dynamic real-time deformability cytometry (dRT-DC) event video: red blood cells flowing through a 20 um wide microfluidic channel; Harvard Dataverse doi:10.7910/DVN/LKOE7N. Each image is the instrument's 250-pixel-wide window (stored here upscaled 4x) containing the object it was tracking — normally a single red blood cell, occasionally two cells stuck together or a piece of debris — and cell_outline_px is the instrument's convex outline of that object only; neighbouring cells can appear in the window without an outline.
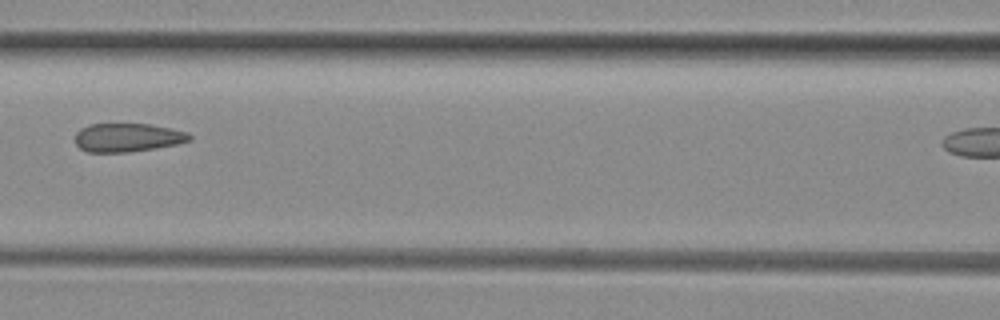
{"species": "common noctule bat (a hibernating species)", "species_latin": "Nyctalus noctula", "temperature_condition": "room temperature", "stored_images_in_passage": 5, "camera_frame_rate_fps": 3000, "um_per_image_px": 0.085, "animal": {"sex": "female", "body_mass_g": 29.2, "forearm_length_mm": 56.3}, "frame": {"image": 1, "passage_image": 4, "time_ms": 3.333, "image_size_px": [1000, 320], "cell_outline_px": [[192, 140], [176, 144], [128, 152], [88, 152], [80, 148], [76, 144], [76, 132], [80, 128], [88, 124], [148, 124], [188, 132], [192, 136]], "centroid_in_image_um": [10.82, 11.68], "position_along_channel_um": 155.8, "area_um2": 18.9}}